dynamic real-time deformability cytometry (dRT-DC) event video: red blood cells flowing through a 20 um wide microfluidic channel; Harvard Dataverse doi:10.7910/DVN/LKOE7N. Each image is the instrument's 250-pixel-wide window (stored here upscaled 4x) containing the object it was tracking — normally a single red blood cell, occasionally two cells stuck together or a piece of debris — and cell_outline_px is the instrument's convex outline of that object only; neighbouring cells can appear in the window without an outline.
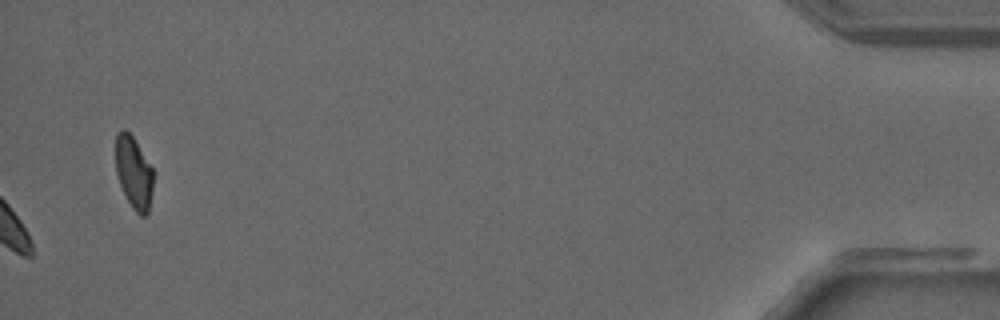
{"species": "common noctule bat (a hibernating species)", "species_latin": "Nyctalus noctula", "temperature_condition": "warm", "stored_images_in_passage": 37, "camera_frame_rate_fps": 3000, "um_per_image_px": 0.085, "animal": {"sex": "male", "forearm_length_mm": 52.5}, "frame": {"image": 1, "passage_image": 37, "time_ms": 12.0, "image_size_px": [1000, 320], "cell_outline_px": [[152, 192], [148, 212], [144, 216], [140, 216], [132, 208], [120, 184], [116, 172], [116, 132], [124, 128], [132, 136], [152, 168]], "centroid_in_image_um": [11.35, 14.67], "position_along_channel_um": 423.8, "area_um2": 15.55}}